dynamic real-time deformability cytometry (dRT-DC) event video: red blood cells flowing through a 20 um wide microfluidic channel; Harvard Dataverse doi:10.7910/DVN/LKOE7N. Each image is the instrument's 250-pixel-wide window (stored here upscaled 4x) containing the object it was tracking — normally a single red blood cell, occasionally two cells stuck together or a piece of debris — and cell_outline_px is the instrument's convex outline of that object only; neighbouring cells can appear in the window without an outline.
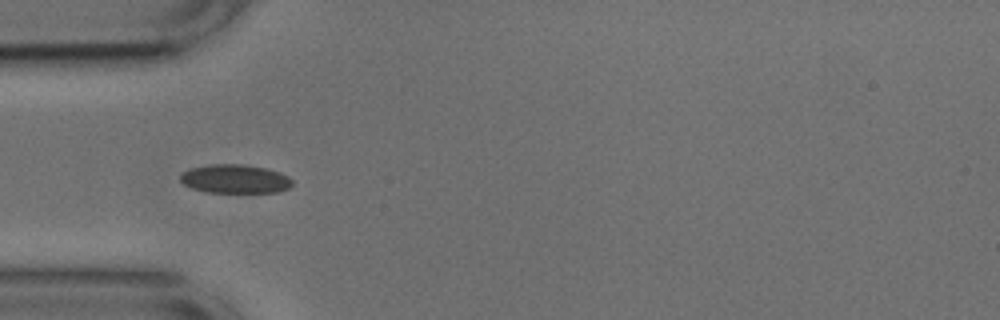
{"species": "common noctule bat (a hibernating species)", "species_latin": "Nyctalus noctula", "temperature_condition": "cold", "stored_images_in_passage": 19, "camera_frame_rate_fps": 3000, "um_per_image_px": 0.085, "animal": {"sex": "male", "body_mass_g": 17.9, "forearm_length_mm": 54.2}, "frame": {"image": 1, "passage_image": 4, "time_ms": 1.0, "image_size_px": [1000, 320], "cell_outline_px": [[292, 184], [288, 188], [276, 192], [208, 192], [192, 188], [184, 184], [180, 180], [180, 176], [184, 172], [192, 168], [208, 164], [244, 164], [264, 168], [280, 172], [288, 176], [292, 180]], "centroid_in_image_um": [19.98, 15.2], "position_along_channel_um": 65.0, "area_um2": 18.61}}